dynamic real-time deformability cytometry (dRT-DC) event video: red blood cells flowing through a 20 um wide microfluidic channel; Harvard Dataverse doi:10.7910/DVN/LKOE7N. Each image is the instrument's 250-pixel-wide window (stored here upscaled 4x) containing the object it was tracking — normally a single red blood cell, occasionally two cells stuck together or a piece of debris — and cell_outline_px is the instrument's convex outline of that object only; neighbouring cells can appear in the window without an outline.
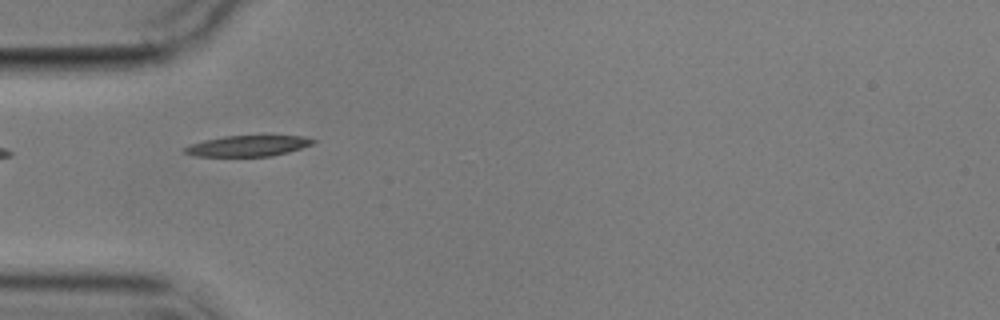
{"species": "common noctule bat (a hibernating species)", "species_latin": "Nyctalus noctula", "temperature_condition": "cold", "stored_images_in_passage": 8, "segment_of_instrument_passage": [2, 2], "camera_frame_rate_fps": 3000, "um_per_image_px": 0.085, "animal": {"sex": "male", "body_mass_g": 17.9}, "frame": {"image": 1, "passage_image": 4, "time_ms": 4.333, "image_size_px": [1000, 320], "cell_outline_px": [[316, 140], [312, 144], [288, 152], [272, 156], [192, 156], [184, 152], [184, 148], [192, 144], [204, 140], [224, 136], [304, 136]], "centroid_in_image_um": [21.06, 12.4], "position_along_channel_um": 63.9, "area_um2": 15.37}}
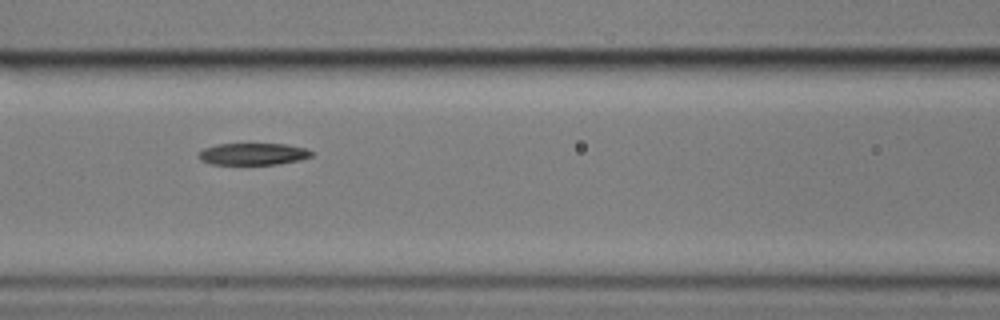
{"frame": {"image": 2, "passage_image": 6, "time_ms": 6.667, "image_size_px": [1000, 320], "cell_outline_px": [[312, 156], [300, 160], [276, 164], [208, 164], [200, 160], [196, 156], [204, 148], [216, 144], [284, 144], [304, 148], [312, 152]], "centroid_in_image_um": [21.45, 13.09], "position_along_channel_um": 145.1, "area_um2": 14.33}}
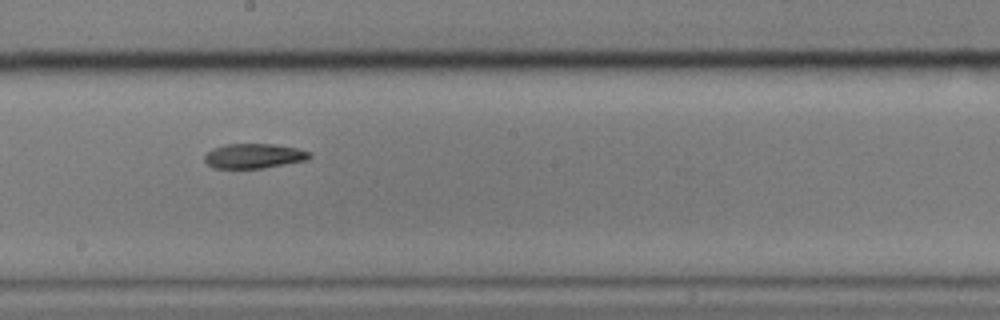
{"frame": {"image": 3, "passage_image": 8, "time_ms": 9.0, "image_size_px": [1000, 320], "cell_outline_px": [[312, 156], [308, 160], [264, 168], [212, 168], [204, 160], [204, 156], [212, 148], [224, 144], [272, 144], [296, 148], [312, 152]], "centroid_in_image_um": [21.59, 13.26], "position_along_channel_um": 226.6, "area_um2": 15.26}}